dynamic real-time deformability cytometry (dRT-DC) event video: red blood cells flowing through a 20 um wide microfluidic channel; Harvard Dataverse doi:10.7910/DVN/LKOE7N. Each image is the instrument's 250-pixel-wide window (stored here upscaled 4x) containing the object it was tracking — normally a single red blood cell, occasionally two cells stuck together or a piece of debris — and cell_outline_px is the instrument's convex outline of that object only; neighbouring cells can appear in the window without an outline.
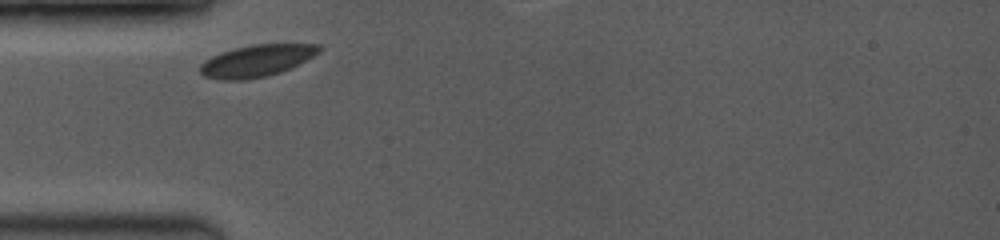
{"species": "common noctule bat (a hibernating species)", "species_latin": "Nyctalus noctula", "temperature_condition": "room temperature", "stored_images_in_passage": 10, "camera_frame_rate_fps": 3500, "um_per_image_px": 0.085, "animal": {"sex": "female", "body_mass_g": 19.0, "forearm_length_mm": 53.3}, "frame": {"image": 1, "passage_image": 1, "time_ms": 0.0, "image_size_px": [1000, 240], "cell_outline_px": [[324, 48], [320, 52], [280, 72], [248, 80], [220, 80], [204, 76], [200, 72], [200, 64], [204, 60], [212, 56], [236, 48], [252, 44], [320, 44]], "centroid_in_image_um": [21.8, 5.16], "position_along_channel_um": 63.2, "area_um2": 21.85}}
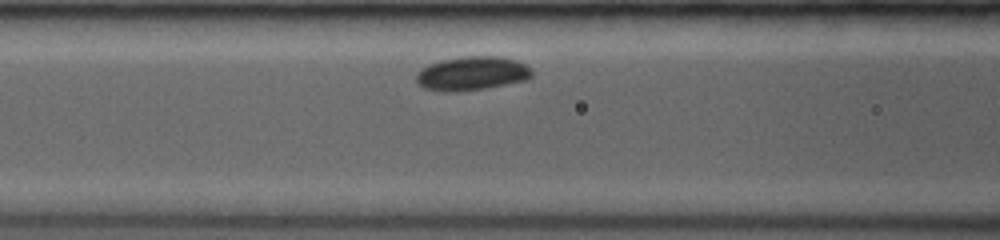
{"frame": {"image": 2, "passage_image": 5, "time_ms": 1.714, "image_size_px": [1000, 240], "cell_outline_px": [[532, 76], [528, 80], [484, 88], [456, 92], [444, 92], [424, 88], [416, 84], [416, 72], [428, 64], [440, 60], [464, 56], [500, 56], [516, 60], [524, 64], [532, 72]], "centroid_in_image_um": [40.07, 6.24], "position_along_channel_um": 126.5, "area_um2": 23.0}}
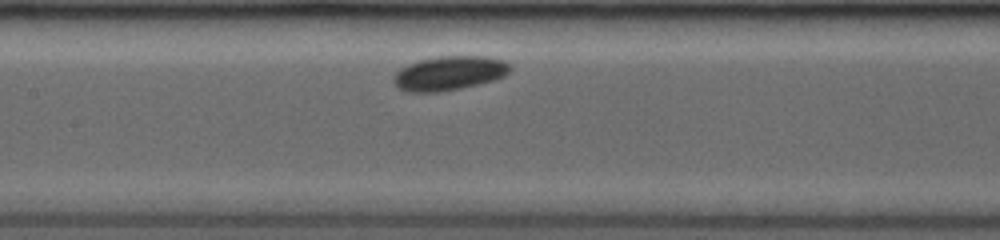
{"frame": {"image": 3, "passage_image": 8, "time_ms": 2.857, "image_size_px": [1000, 240], "cell_outline_px": [[512, 68], [504, 76], [492, 80], [460, 88], [440, 92], [408, 92], [396, 88], [392, 80], [392, 76], [400, 68], [408, 64], [420, 60], [440, 56], [484, 56], [504, 60], [512, 64]], "centroid_in_image_um": [38.15, 6.22], "position_along_channel_um": 169.2, "area_um2": 23.35}}